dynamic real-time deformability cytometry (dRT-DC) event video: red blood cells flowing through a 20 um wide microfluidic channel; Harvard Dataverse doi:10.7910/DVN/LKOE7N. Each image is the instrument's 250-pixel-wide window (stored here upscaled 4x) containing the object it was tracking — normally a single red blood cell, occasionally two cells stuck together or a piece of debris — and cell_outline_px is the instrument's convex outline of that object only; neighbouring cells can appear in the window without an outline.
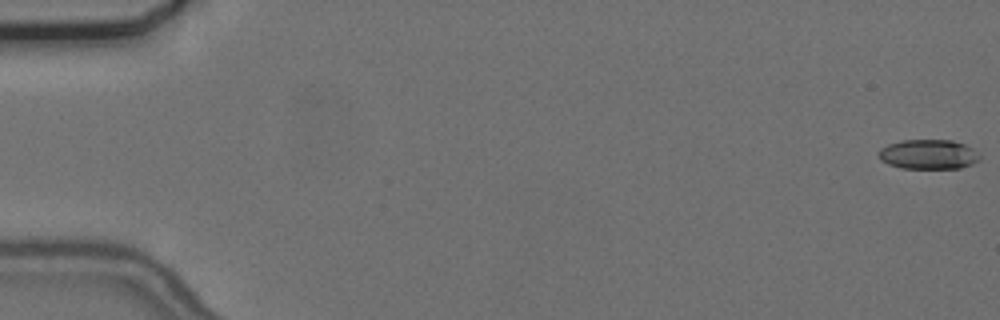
{"species": "common noctule bat (a hibernating species)", "species_latin": "Nyctalus noctula", "temperature_condition": "cold", "stored_images_in_passage": 12, "camera_frame_rate_fps": 3000, "um_per_image_px": 0.085, "animal": {"sex": "female", "body_mass_g": 24.6, "forearm_length_mm": 56.2}, "frame": {"image": 1, "passage_image": 1, "time_ms": 0.0, "image_size_px": [1000, 320], "cell_outline_px": [[980, 160], [972, 164], [960, 168], [900, 168], [888, 164], [880, 160], [876, 152], [880, 148], [888, 144], [900, 140], [952, 140], [964, 144], [972, 148], [980, 156]], "centroid_in_image_um": [78.87, 13.12], "position_along_channel_um": 6.1, "area_um2": 17.63}}